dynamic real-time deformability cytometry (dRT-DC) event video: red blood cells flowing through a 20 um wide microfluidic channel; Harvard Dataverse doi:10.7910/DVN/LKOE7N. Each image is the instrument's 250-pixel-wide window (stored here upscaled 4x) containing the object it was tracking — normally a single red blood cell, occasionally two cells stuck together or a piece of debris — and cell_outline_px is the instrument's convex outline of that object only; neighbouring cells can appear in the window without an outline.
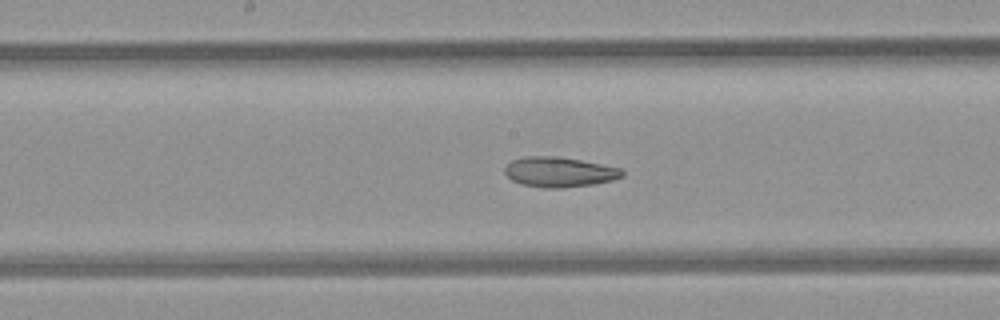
{"species": "common noctule bat (a hibernating species)", "species_latin": "Nyctalus noctula", "temperature_condition": "room temperature", "stored_images_in_passage": 33, "camera_frame_rate_fps": 3000, "um_per_image_px": 0.085, "animal": {"sex": "female", "body_mass_g": 21.9}, "frame": {"image": 1, "passage_image": 13, "time_ms": 4.0, "image_size_px": [1000, 320], "cell_outline_px": [[624, 176], [612, 180], [592, 184], [560, 188], [544, 188], [520, 184], [512, 180], [504, 172], [504, 168], [512, 160], [524, 156], [556, 156], [580, 160], [620, 168], [624, 172]], "centroid_in_image_um": [47.51, 14.62], "position_along_channel_um": 200.7, "area_um2": 20.46}}
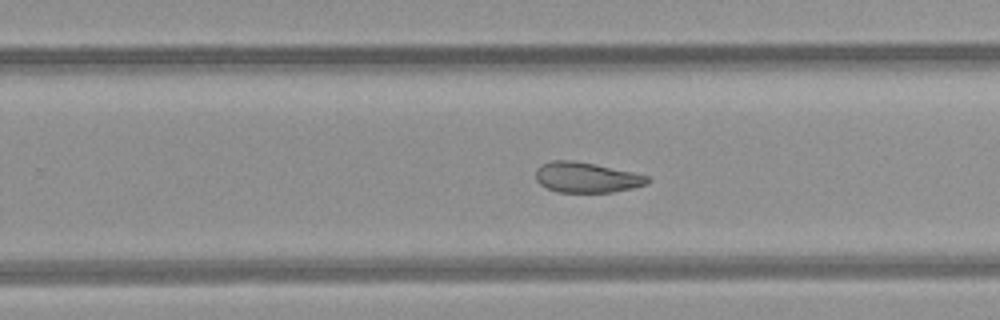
{"frame": {"image": 2, "passage_image": 19, "time_ms": 6.0, "image_size_px": [1000, 320], "cell_outline_px": [[648, 184], [632, 188], [612, 192], [556, 192], [540, 184], [536, 180], [536, 168], [540, 164], [552, 160], [572, 160], [596, 164], [632, 172], [648, 176]], "centroid_in_image_um": [49.81, 15.07], "position_along_channel_um": 280.0, "area_um2": 19.77}}
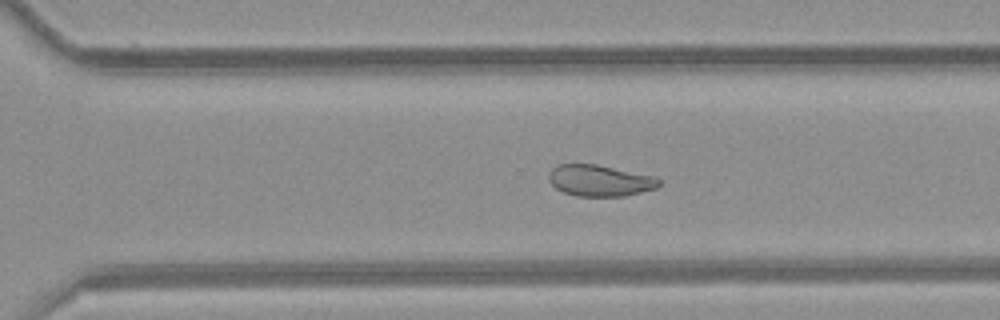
{"frame": {"image": 3, "passage_image": 22, "time_ms": 7.0, "image_size_px": [1000, 320], "cell_outline_px": [[660, 184], [656, 188], [624, 196], [576, 196], [564, 192], [556, 188], [548, 180], [548, 172], [556, 164], [596, 164], [652, 176], [660, 180]], "centroid_in_image_um": [50.93, 15.34], "position_along_channel_um": 319.7, "area_um2": 20.0}, "authors_computed_cell_mechanics": {"area_um2": 21.0392, "velocity_mm_per_s": 3.98, "shape_relaxation_time_tau1_ms": 2.5011, "shape_relaxation_time_tau2_ms": 1.6044, "deformation_change_tau1": 0.1354, "deformation_change_tau2": 0.0812}}